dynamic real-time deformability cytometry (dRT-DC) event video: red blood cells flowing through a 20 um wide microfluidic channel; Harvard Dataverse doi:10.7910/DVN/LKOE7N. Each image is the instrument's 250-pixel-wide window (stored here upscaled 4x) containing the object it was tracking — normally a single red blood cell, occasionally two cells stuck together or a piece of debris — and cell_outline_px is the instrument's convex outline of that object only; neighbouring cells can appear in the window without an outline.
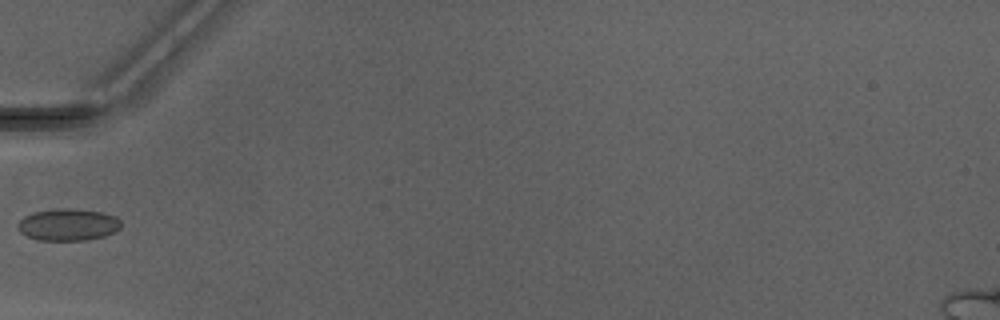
{"species": "Egyptian fruit bat (a non-hibernating species)", "species_latin": "Rousettus aegyptiacus", "temperature_condition": "warm", "stored_images_in_passage": 36, "camera_frame_rate_fps": 3000, "um_per_image_px": 0.085, "animal": {"sex": "male"}, "frame": {"image": 1, "passage_image": 4, "time_ms": 1.0, "image_size_px": [1000, 320], "cell_outline_px": [[120, 228], [116, 232], [104, 236], [88, 240], [36, 240], [20, 232], [16, 228], [16, 224], [24, 216], [32, 212], [56, 208], [72, 208], [100, 212], [116, 216], [120, 220]], "centroid_in_image_um": [5.76, 19.09], "position_along_channel_um": 79.2, "area_um2": 19.48}}
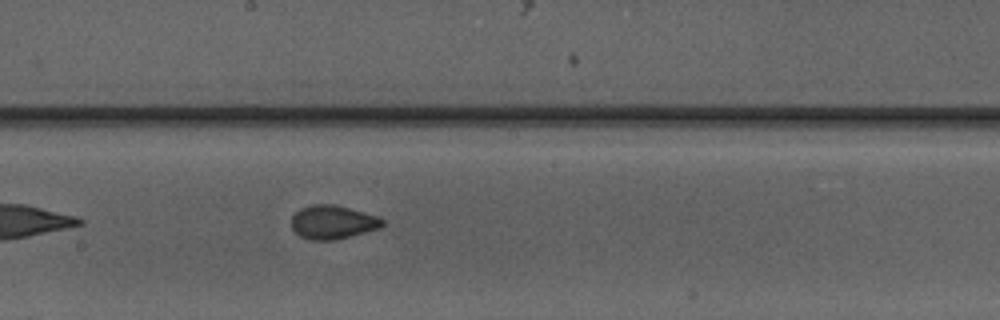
{"frame": {"image": 2, "passage_image": 14, "time_ms": 4.333, "image_size_px": [1000, 320], "cell_outline_px": [[384, 224], [380, 228], [336, 240], [312, 240], [300, 236], [292, 228], [292, 216], [300, 208], [312, 204], [332, 204], [348, 208], [376, 216], [384, 220]], "centroid_in_image_um": [28.27, 18.89], "position_along_channel_um": 219.9, "area_um2": 17.69}}
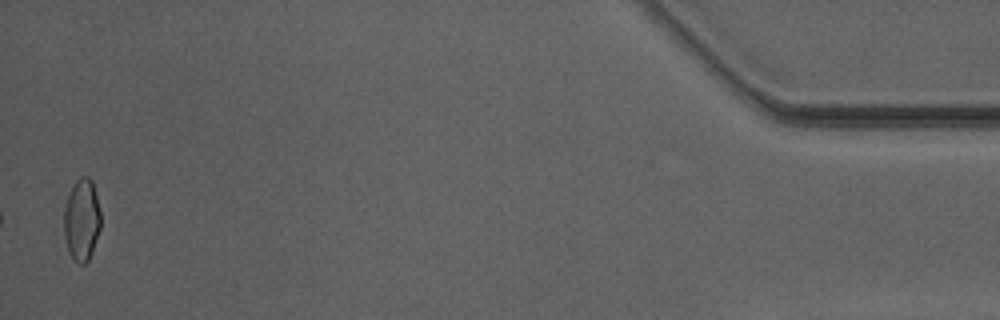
{"frame": {"image": 3, "passage_image": 35, "time_ms": 11.333, "image_size_px": [1000, 320], "cell_outline_px": [[100, 228], [92, 252], [88, 260], [84, 264], [80, 264], [72, 260], [64, 236], [64, 204], [76, 180], [80, 176], [88, 176], [92, 180], [100, 212]], "centroid_in_image_um": [6.94, 18.69], "position_along_channel_um": 428.3, "area_um2": 17.51}, "authors_computed_cell_mechanics": {"area_um2": 17.5423, "velocity_mm_per_s": 4.2043, "shape_relaxation_time_tau1_ms": 4.7385, "shape_relaxation_time_tau2_ms": 1.0254, "deformation_change_tau1": 0.1181, "deformation_change_tau2": 0.0608}}